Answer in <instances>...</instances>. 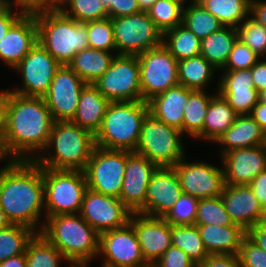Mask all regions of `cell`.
<instances>
[{"mask_svg":"<svg viewBox=\"0 0 266 267\" xmlns=\"http://www.w3.org/2000/svg\"><path fill=\"white\" fill-rule=\"evenodd\" d=\"M0 207L11 224L40 233L45 222L42 167L35 161H8L0 171Z\"/></svg>","mask_w":266,"mask_h":267,"instance_id":"6da1fadb","label":"cell"},{"mask_svg":"<svg viewBox=\"0 0 266 267\" xmlns=\"http://www.w3.org/2000/svg\"><path fill=\"white\" fill-rule=\"evenodd\" d=\"M54 120L43 97L11 92L2 148L9 160L34 161L46 147Z\"/></svg>","mask_w":266,"mask_h":267,"instance_id":"7a4b0ae2","label":"cell"},{"mask_svg":"<svg viewBox=\"0 0 266 267\" xmlns=\"http://www.w3.org/2000/svg\"><path fill=\"white\" fill-rule=\"evenodd\" d=\"M73 266H87L99 254L100 234L80 214L45 219L40 232Z\"/></svg>","mask_w":266,"mask_h":267,"instance_id":"3957f363","label":"cell"},{"mask_svg":"<svg viewBox=\"0 0 266 267\" xmlns=\"http://www.w3.org/2000/svg\"><path fill=\"white\" fill-rule=\"evenodd\" d=\"M95 146L89 130L71 121H56L46 147L34 161L45 168L84 171Z\"/></svg>","mask_w":266,"mask_h":267,"instance_id":"277c9868","label":"cell"},{"mask_svg":"<svg viewBox=\"0 0 266 267\" xmlns=\"http://www.w3.org/2000/svg\"><path fill=\"white\" fill-rule=\"evenodd\" d=\"M35 20L38 43L61 65H68L79 51L89 47L86 24L59 9L36 12Z\"/></svg>","mask_w":266,"mask_h":267,"instance_id":"5b68a950","label":"cell"},{"mask_svg":"<svg viewBox=\"0 0 266 267\" xmlns=\"http://www.w3.org/2000/svg\"><path fill=\"white\" fill-rule=\"evenodd\" d=\"M146 101L110 102L96 132L95 145L105 149L135 152L144 118Z\"/></svg>","mask_w":266,"mask_h":267,"instance_id":"8992f818","label":"cell"},{"mask_svg":"<svg viewBox=\"0 0 266 267\" xmlns=\"http://www.w3.org/2000/svg\"><path fill=\"white\" fill-rule=\"evenodd\" d=\"M184 137L180 130L148 113L134 153L146 157L158 167L174 166L186 156Z\"/></svg>","mask_w":266,"mask_h":267,"instance_id":"52a82bcc","label":"cell"},{"mask_svg":"<svg viewBox=\"0 0 266 267\" xmlns=\"http://www.w3.org/2000/svg\"><path fill=\"white\" fill-rule=\"evenodd\" d=\"M45 219L55 215L79 214L87 190L84 171L42 167Z\"/></svg>","mask_w":266,"mask_h":267,"instance_id":"ba28073f","label":"cell"},{"mask_svg":"<svg viewBox=\"0 0 266 267\" xmlns=\"http://www.w3.org/2000/svg\"><path fill=\"white\" fill-rule=\"evenodd\" d=\"M93 85L110 102L142 101L140 65L135 55H116Z\"/></svg>","mask_w":266,"mask_h":267,"instance_id":"9c48e42d","label":"cell"},{"mask_svg":"<svg viewBox=\"0 0 266 267\" xmlns=\"http://www.w3.org/2000/svg\"><path fill=\"white\" fill-rule=\"evenodd\" d=\"M116 53L139 55L162 45V32L147 12L111 18Z\"/></svg>","mask_w":266,"mask_h":267,"instance_id":"30bf717a","label":"cell"},{"mask_svg":"<svg viewBox=\"0 0 266 267\" xmlns=\"http://www.w3.org/2000/svg\"><path fill=\"white\" fill-rule=\"evenodd\" d=\"M125 166L126 151L95 146L84 169L87 188L119 198Z\"/></svg>","mask_w":266,"mask_h":267,"instance_id":"8fae6325","label":"cell"},{"mask_svg":"<svg viewBox=\"0 0 266 267\" xmlns=\"http://www.w3.org/2000/svg\"><path fill=\"white\" fill-rule=\"evenodd\" d=\"M137 58L143 101L148 102L154 96L179 85L178 61L163 44L137 55Z\"/></svg>","mask_w":266,"mask_h":267,"instance_id":"7c38bea8","label":"cell"},{"mask_svg":"<svg viewBox=\"0 0 266 267\" xmlns=\"http://www.w3.org/2000/svg\"><path fill=\"white\" fill-rule=\"evenodd\" d=\"M61 64L38 42L12 69L21 76V85L10 88L23 96L43 97Z\"/></svg>","mask_w":266,"mask_h":267,"instance_id":"4fadbf2b","label":"cell"},{"mask_svg":"<svg viewBox=\"0 0 266 267\" xmlns=\"http://www.w3.org/2000/svg\"><path fill=\"white\" fill-rule=\"evenodd\" d=\"M186 158L173 166L182 192L199 200L221 196L225 185L222 163L215 166L202 160L188 162Z\"/></svg>","mask_w":266,"mask_h":267,"instance_id":"5bb4252c","label":"cell"},{"mask_svg":"<svg viewBox=\"0 0 266 267\" xmlns=\"http://www.w3.org/2000/svg\"><path fill=\"white\" fill-rule=\"evenodd\" d=\"M98 258L102 259L101 267H151L142 256L136 233L129 222L100 234Z\"/></svg>","mask_w":266,"mask_h":267,"instance_id":"9a60e30c","label":"cell"},{"mask_svg":"<svg viewBox=\"0 0 266 267\" xmlns=\"http://www.w3.org/2000/svg\"><path fill=\"white\" fill-rule=\"evenodd\" d=\"M79 214L94 230L102 234L125 226L132 212L120 198L87 188Z\"/></svg>","mask_w":266,"mask_h":267,"instance_id":"2e32d148","label":"cell"},{"mask_svg":"<svg viewBox=\"0 0 266 267\" xmlns=\"http://www.w3.org/2000/svg\"><path fill=\"white\" fill-rule=\"evenodd\" d=\"M86 85L68 65H61L56 70L49 90L43 96L54 122L73 119L81 91Z\"/></svg>","mask_w":266,"mask_h":267,"instance_id":"e0dca14e","label":"cell"},{"mask_svg":"<svg viewBox=\"0 0 266 267\" xmlns=\"http://www.w3.org/2000/svg\"><path fill=\"white\" fill-rule=\"evenodd\" d=\"M157 167L146 157L126 151V166L119 198L132 213L145 215L147 187Z\"/></svg>","mask_w":266,"mask_h":267,"instance_id":"ac0fdd59","label":"cell"},{"mask_svg":"<svg viewBox=\"0 0 266 267\" xmlns=\"http://www.w3.org/2000/svg\"><path fill=\"white\" fill-rule=\"evenodd\" d=\"M145 261L152 266L172 245L171 225L163 217L132 213L129 218Z\"/></svg>","mask_w":266,"mask_h":267,"instance_id":"d6986e66","label":"cell"},{"mask_svg":"<svg viewBox=\"0 0 266 267\" xmlns=\"http://www.w3.org/2000/svg\"><path fill=\"white\" fill-rule=\"evenodd\" d=\"M218 72L221 74L216 77L217 92L237 115H250L259 101V92L255 89L251 68Z\"/></svg>","mask_w":266,"mask_h":267,"instance_id":"ffe728a7","label":"cell"},{"mask_svg":"<svg viewBox=\"0 0 266 267\" xmlns=\"http://www.w3.org/2000/svg\"><path fill=\"white\" fill-rule=\"evenodd\" d=\"M219 159L224 170L225 184L249 185L266 169V145L235 149Z\"/></svg>","mask_w":266,"mask_h":267,"instance_id":"44dd1931","label":"cell"},{"mask_svg":"<svg viewBox=\"0 0 266 267\" xmlns=\"http://www.w3.org/2000/svg\"><path fill=\"white\" fill-rule=\"evenodd\" d=\"M182 193L175 168L157 167L147 187L145 215L164 217Z\"/></svg>","mask_w":266,"mask_h":267,"instance_id":"7402d4cb","label":"cell"},{"mask_svg":"<svg viewBox=\"0 0 266 267\" xmlns=\"http://www.w3.org/2000/svg\"><path fill=\"white\" fill-rule=\"evenodd\" d=\"M37 42L35 13H24L0 40V62L13 69Z\"/></svg>","mask_w":266,"mask_h":267,"instance_id":"603a6c76","label":"cell"},{"mask_svg":"<svg viewBox=\"0 0 266 267\" xmlns=\"http://www.w3.org/2000/svg\"><path fill=\"white\" fill-rule=\"evenodd\" d=\"M221 198L234 224L248 232L263 209L249 185L225 184Z\"/></svg>","mask_w":266,"mask_h":267,"instance_id":"cb8c5ba5","label":"cell"},{"mask_svg":"<svg viewBox=\"0 0 266 267\" xmlns=\"http://www.w3.org/2000/svg\"><path fill=\"white\" fill-rule=\"evenodd\" d=\"M219 157L241 148L266 145V133L250 115H237L233 125L215 142Z\"/></svg>","mask_w":266,"mask_h":267,"instance_id":"d4e9b609","label":"cell"},{"mask_svg":"<svg viewBox=\"0 0 266 267\" xmlns=\"http://www.w3.org/2000/svg\"><path fill=\"white\" fill-rule=\"evenodd\" d=\"M192 91L182 85L167 89L148 101L149 113L183 133L184 108Z\"/></svg>","mask_w":266,"mask_h":267,"instance_id":"484cf974","label":"cell"},{"mask_svg":"<svg viewBox=\"0 0 266 267\" xmlns=\"http://www.w3.org/2000/svg\"><path fill=\"white\" fill-rule=\"evenodd\" d=\"M208 254L238 255L243 238L247 235L239 225H196Z\"/></svg>","mask_w":266,"mask_h":267,"instance_id":"4316f807","label":"cell"},{"mask_svg":"<svg viewBox=\"0 0 266 267\" xmlns=\"http://www.w3.org/2000/svg\"><path fill=\"white\" fill-rule=\"evenodd\" d=\"M109 103L110 101L93 84H87L81 91L77 110L71 122L95 135Z\"/></svg>","mask_w":266,"mask_h":267,"instance_id":"83f0119b","label":"cell"},{"mask_svg":"<svg viewBox=\"0 0 266 267\" xmlns=\"http://www.w3.org/2000/svg\"><path fill=\"white\" fill-rule=\"evenodd\" d=\"M237 114L227 101L217 92L210 100L202 132L195 141L215 144L217 139L234 123Z\"/></svg>","mask_w":266,"mask_h":267,"instance_id":"f1b7e54d","label":"cell"},{"mask_svg":"<svg viewBox=\"0 0 266 267\" xmlns=\"http://www.w3.org/2000/svg\"><path fill=\"white\" fill-rule=\"evenodd\" d=\"M116 52L94 48L79 51L68 66L87 84H93L109 68Z\"/></svg>","mask_w":266,"mask_h":267,"instance_id":"f546056e","label":"cell"},{"mask_svg":"<svg viewBox=\"0 0 266 267\" xmlns=\"http://www.w3.org/2000/svg\"><path fill=\"white\" fill-rule=\"evenodd\" d=\"M216 71L219 70L202 55L185 58L178 61V83L189 89L207 91Z\"/></svg>","mask_w":266,"mask_h":267,"instance_id":"4dcf8cb0","label":"cell"},{"mask_svg":"<svg viewBox=\"0 0 266 267\" xmlns=\"http://www.w3.org/2000/svg\"><path fill=\"white\" fill-rule=\"evenodd\" d=\"M237 39L236 28L224 26L201 40L200 55L220 70L226 64L228 55Z\"/></svg>","mask_w":266,"mask_h":267,"instance_id":"1f68e13d","label":"cell"},{"mask_svg":"<svg viewBox=\"0 0 266 267\" xmlns=\"http://www.w3.org/2000/svg\"><path fill=\"white\" fill-rule=\"evenodd\" d=\"M216 88L212 93L206 90H193L189 94L187 104L184 108L183 135L194 140L203 130L204 119L211 98L217 93Z\"/></svg>","mask_w":266,"mask_h":267,"instance_id":"d6a6232c","label":"cell"},{"mask_svg":"<svg viewBox=\"0 0 266 267\" xmlns=\"http://www.w3.org/2000/svg\"><path fill=\"white\" fill-rule=\"evenodd\" d=\"M162 44L177 61L200 55L201 39L182 23L163 33Z\"/></svg>","mask_w":266,"mask_h":267,"instance_id":"836d02e7","label":"cell"},{"mask_svg":"<svg viewBox=\"0 0 266 267\" xmlns=\"http://www.w3.org/2000/svg\"><path fill=\"white\" fill-rule=\"evenodd\" d=\"M25 257L26 267H61L64 261L67 267H73L68 259L41 233H36L28 242Z\"/></svg>","mask_w":266,"mask_h":267,"instance_id":"e575fe53","label":"cell"},{"mask_svg":"<svg viewBox=\"0 0 266 267\" xmlns=\"http://www.w3.org/2000/svg\"><path fill=\"white\" fill-rule=\"evenodd\" d=\"M172 246L184 251L199 267L209 256L196 225H171Z\"/></svg>","mask_w":266,"mask_h":267,"instance_id":"d590c367","label":"cell"},{"mask_svg":"<svg viewBox=\"0 0 266 267\" xmlns=\"http://www.w3.org/2000/svg\"><path fill=\"white\" fill-rule=\"evenodd\" d=\"M224 26L237 28L250 15L251 0H196Z\"/></svg>","mask_w":266,"mask_h":267,"instance_id":"8d00e7d4","label":"cell"},{"mask_svg":"<svg viewBox=\"0 0 266 267\" xmlns=\"http://www.w3.org/2000/svg\"><path fill=\"white\" fill-rule=\"evenodd\" d=\"M182 24L201 40L224 27L196 0H192L183 8Z\"/></svg>","mask_w":266,"mask_h":267,"instance_id":"74e56055","label":"cell"},{"mask_svg":"<svg viewBox=\"0 0 266 267\" xmlns=\"http://www.w3.org/2000/svg\"><path fill=\"white\" fill-rule=\"evenodd\" d=\"M36 233L31 228L16 224L0 229V262L25 253L28 242Z\"/></svg>","mask_w":266,"mask_h":267,"instance_id":"f35d334b","label":"cell"},{"mask_svg":"<svg viewBox=\"0 0 266 267\" xmlns=\"http://www.w3.org/2000/svg\"><path fill=\"white\" fill-rule=\"evenodd\" d=\"M58 9L67 17L83 23L108 18L101 0H65Z\"/></svg>","mask_w":266,"mask_h":267,"instance_id":"ab89813d","label":"cell"},{"mask_svg":"<svg viewBox=\"0 0 266 267\" xmlns=\"http://www.w3.org/2000/svg\"><path fill=\"white\" fill-rule=\"evenodd\" d=\"M194 225H218L228 226L234 224L227 213L221 196L200 199Z\"/></svg>","mask_w":266,"mask_h":267,"instance_id":"60d3db41","label":"cell"},{"mask_svg":"<svg viewBox=\"0 0 266 267\" xmlns=\"http://www.w3.org/2000/svg\"><path fill=\"white\" fill-rule=\"evenodd\" d=\"M162 34L182 23L183 7L168 0H157L147 11Z\"/></svg>","mask_w":266,"mask_h":267,"instance_id":"b9f144b4","label":"cell"},{"mask_svg":"<svg viewBox=\"0 0 266 267\" xmlns=\"http://www.w3.org/2000/svg\"><path fill=\"white\" fill-rule=\"evenodd\" d=\"M238 39L260 58H266V28L250 15L236 28Z\"/></svg>","mask_w":266,"mask_h":267,"instance_id":"7bdbcfd3","label":"cell"},{"mask_svg":"<svg viewBox=\"0 0 266 267\" xmlns=\"http://www.w3.org/2000/svg\"><path fill=\"white\" fill-rule=\"evenodd\" d=\"M84 23L87 26L88 44L90 48L106 52H116L111 18Z\"/></svg>","mask_w":266,"mask_h":267,"instance_id":"ee69618b","label":"cell"},{"mask_svg":"<svg viewBox=\"0 0 266 267\" xmlns=\"http://www.w3.org/2000/svg\"><path fill=\"white\" fill-rule=\"evenodd\" d=\"M199 199L184 194L163 217L170 225H194Z\"/></svg>","mask_w":266,"mask_h":267,"instance_id":"f6af8a7d","label":"cell"},{"mask_svg":"<svg viewBox=\"0 0 266 267\" xmlns=\"http://www.w3.org/2000/svg\"><path fill=\"white\" fill-rule=\"evenodd\" d=\"M260 57L239 39L233 45L226 64L219 71H236L252 68Z\"/></svg>","mask_w":266,"mask_h":267,"instance_id":"bcb514c9","label":"cell"},{"mask_svg":"<svg viewBox=\"0 0 266 267\" xmlns=\"http://www.w3.org/2000/svg\"><path fill=\"white\" fill-rule=\"evenodd\" d=\"M238 258L242 267H266V251L248 235L241 242Z\"/></svg>","mask_w":266,"mask_h":267,"instance_id":"7dc6e473","label":"cell"},{"mask_svg":"<svg viewBox=\"0 0 266 267\" xmlns=\"http://www.w3.org/2000/svg\"><path fill=\"white\" fill-rule=\"evenodd\" d=\"M151 267H198L188 255L177 247L170 246Z\"/></svg>","mask_w":266,"mask_h":267,"instance_id":"c3c4849f","label":"cell"},{"mask_svg":"<svg viewBox=\"0 0 266 267\" xmlns=\"http://www.w3.org/2000/svg\"><path fill=\"white\" fill-rule=\"evenodd\" d=\"M108 18L124 17L140 13L137 0H101Z\"/></svg>","mask_w":266,"mask_h":267,"instance_id":"681fc988","label":"cell"},{"mask_svg":"<svg viewBox=\"0 0 266 267\" xmlns=\"http://www.w3.org/2000/svg\"><path fill=\"white\" fill-rule=\"evenodd\" d=\"M23 14V11L16 9L7 0H0V40Z\"/></svg>","mask_w":266,"mask_h":267,"instance_id":"f907efd6","label":"cell"},{"mask_svg":"<svg viewBox=\"0 0 266 267\" xmlns=\"http://www.w3.org/2000/svg\"><path fill=\"white\" fill-rule=\"evenodd\" d=\"M199 267H242L238 255L209 254Z\"/></svg>","mask_w":266,"mask_h":267,"instance_id":"816d5d0a","label":"cell"},{"mask_svg":"<svg viewBox=\"0 0 266 267\" xmlns=\"http://www.w3.org/2000/svg\"><path fill=\"white\" fill-rule=\"evenodd\" d=\"M16 9L24 13H36L47 10V0H7Z\"/></svg>","mask_w":266,"mask_h":267,"instance_id":"f5cc1de1","label":"cell"},{"mask_svg":"<svg viewBox=\"0 0 266 267\" xmlns=\"http://www.w3.org/2000/svg\"><path fill=\"white\" fill-rule=\"evenodd\" d=\"M255 89L260 93L266 89V58H260L251 68Z\"/></svg>","mask_w":266,"mask_h":267,"instance_id":"db71d44e","label":"cell"},{"mask_svg":"<svg viewBox=\"0 0 266 267\" xmlns=\"http://www.w3.org/2000/svg\"><path fill=\"white\" fill-rule=\"evenodd\" d=\"M10 89H0V146L2 147L7 124V112L10 100Z\"/></svg>","mask_w":266,"mask_h":267,"instance_id":"11a10c76","label":"cell"},{"mask_svg":"<svg viewBox=\"0 0 266 267\" xmlns=\"http://www.w3.org/2000/svg\"><path fill=\"white\" fill-rule=\"evenodd\" d=\"M260 205L266 208V169L256 176L249 184Z\"/></svg>","mask_w":266,"mask_h":267,"instance_id":"9f6ffc18","label":"cell"},{"mask_svg":"<svg viewBox=\"0 0 266 267\" xmlns=\"http://www.w3.org/2000/svg\"><path fill=\"white\" fill-rule=\"evenodd\" d=\"M250 16L266 28V0H251Z\"/></svg>","mask_w":266,"mask_h":267,"instance_id":"6f0895ef","label":"cell"},{"mask_svg":"<svg viewBox=\"0 0 266 267\" xmlns=\"http://www.w3.org/2000/svg\"><path fill=\"white\" fill-rule=\"evenodd\" d=\"M250 116L259 124L261 129L266 133V103L260 100L252 109Z\"/></svg>","mask_w":266,"mask_h":267,"instance_id":"680465c9","label":"cell"},{"mask_svg":"<svg viewBox=\"0 0 266 267\" xmlns=\"http://www.w3.org/2000/svg\"><path fill=\"white\" fill-rule=\"evenodd\" d=\"M247 235L256 242L263 250L266 251V229L251 228Z\"/></svg>","mask_w":266,"mask_h":267,"instance_id":"91938a15","label":"cell"},{"mask_svg":"<svg viewBox=\"0 0 266 267\" xmlns=\"http://www.w3.org/2000/svg\"><path fill=\"white\" fill-rule=\"evenodd\" d=\"M27 260L25 257V253L10 257L5 261L0 262V267H26Z\"/></svg>","mask_w":266,"mask_h":267,"instance_id":"94428289","label":"cell"},{"mask_svg":"<svg viewBox=\"0 0 266 267\" xmlns=\"http://www.w3.org/2000/svg\"><path fill=\"white\" fill-rule=\"evenodd\" d=\"M252 228L266 229V208H263L259 213L258 218Z\"/></svg>","mask_w":266,"mask_h":267,"instance_id":"6125c7cd","label":"cell"},{"mask_svg":"<svg viewBox=\"0 0 266 267\" xmlns=\"http://www.w3.org/2000/svg\"><path fill=\"white\" fill-rule=\"evenodd\" d=\"M157 0H137L141 12H147Z\"/></svg>","mask_w":266,"mask_h":267,"instance_id":"be15d7a7","label":"cell"},{"mask_svg":"<svg viewBox=\"0 0 266 267\" xmlns=\"http://www.w3.org/2000/svg\"><path fill=\"white\" fill-rule=\"evenodd\" d=\"M9 225H11V223L3 209L0 207V229L8 227Z\"/></svg>","mask_w":266,"mask_h":267,"instance_id":"e7e4bbea","label":"cell"},{"mask_svg":"<svg viewBox=\"0 0 266 267\" xmlns=\"http://www.w3.org/2000/svg\"><path fill=\"white\" fill-rule=\"evenodd\" d=\"M65 0H47V10L58 9Z\"/></svg>","mask_w":266,"mask_h":267,"instance_id":"03108f58","label":"cell"},{"mask_svg":"<svg viewBox=\"0 0 266 267\" xmlns=\"http://www.w3.org/2000/svg\"><path fill=\"white\" fill-rule=\"evenodd\" d=\"M4 161V162H3ZM10 161L8 159V157L5 155L4 151H3V148L0 146V163L3 162L4 164L2 166H0V171L1 169L3 168V166L8 162Z\"/></svg>","mask_w":266,"mask_h":267,"instance_id":"003e7915","label":"cell"},{"mask_svg":"<svg viewBox=\"0 0 266 267\" xmlns=\"http://www.w3.org/2000/svg\"><path fill=\"white\" fill-rule=\"evenodd\" d=\"M168 1H172L177 4H180L184 8L186 4L190 3L192 0H168Z\"/></svg>","mask_w":266,"mask_h":267,"instance_id":"a7ac6f4b","label":"cell"},{"mask_svg":"<svg viewBox=\"0 0 266 267\" xmlns=\"http://www.w3.org/2000/svg\"><path fill=\"white\" fill-rule=\"evenodd\" d=\"M259 100H260L261 102L266 103V89H264L263 91H261V92L259 93Z\"/></svg>","mask_w":266,"mask_h":267,"instance_id":"89a4df30","label":"cell"}]
</instances>
